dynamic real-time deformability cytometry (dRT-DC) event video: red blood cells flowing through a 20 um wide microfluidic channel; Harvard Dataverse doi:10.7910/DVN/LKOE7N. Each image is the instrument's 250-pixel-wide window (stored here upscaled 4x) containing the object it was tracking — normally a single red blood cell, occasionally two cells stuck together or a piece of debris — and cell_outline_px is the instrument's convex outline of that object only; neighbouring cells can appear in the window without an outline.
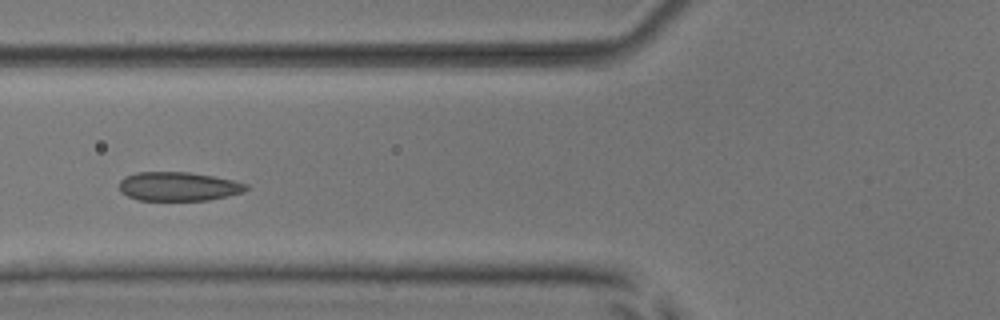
{"species": "common noctule bat (a hibernating species)", "species_latin": "Nyctalus noctula", "temperature_condition": "room temperature", "stored_images_in_passage": 47, "camera_frame_rate_fps": 3000, "um_per_image_px": 0.085, "animal": {"sex": "male", "body_mass_g": 17.9, "forearm_length_mm": 54.2}, "frame": {"image": 1, "passage_image": 14, "time_ms": 4.333, "image_size_px": [1000, 320], "cell_outline_px": [[248, 188], [244, 192], [228, 196], [208, 200], [136, 200], [120, 192], [120, 180], [124, 176], [136, 172], [188, 172], [212, 176], [232, 180], [248, 184]], "centroid_in_image_um": [15.15, 15.85], "position_along_channel_um": 110.7, "area_um2": 21.44}}
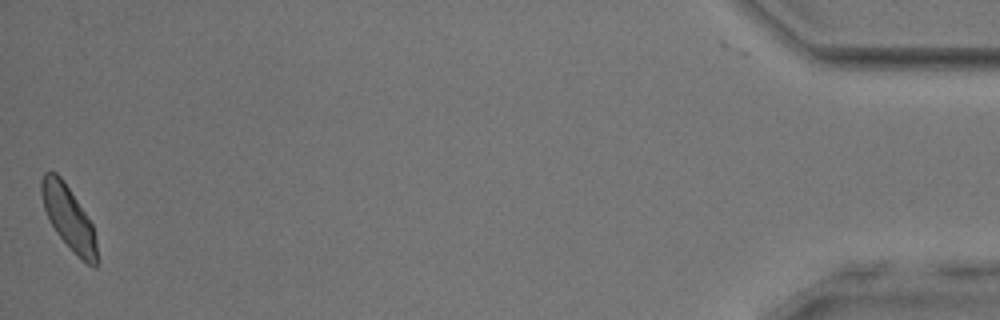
{"frame": {"image": 2, "passage_image": 46, "time_ms": 15.0, "image_size_px": [1000, 320], "cell_outline_px": [[96, 268], [88, 264], [56, 232], [44, 208], [40, 192], [40, 180], [44, 172], [56, 172], [64, 180], [92, 224], [96, 240]], "centroid_in_image_um": [5.8, 18.42], "position_along_channel_um": 429.4, "area_um2": 19.83}, "authors_computed_cell_mechanics": {"area_um2": 21.0392, "velocity_mm_per_s": 3.8517, "shape_relaxation_time_tau1_ms": 2.835, "shape_relaxation_time_tau2_ms": 4.4077, "deformation_change_tau1": 0.0799, "deformation_change_tau2": 0.0658}}